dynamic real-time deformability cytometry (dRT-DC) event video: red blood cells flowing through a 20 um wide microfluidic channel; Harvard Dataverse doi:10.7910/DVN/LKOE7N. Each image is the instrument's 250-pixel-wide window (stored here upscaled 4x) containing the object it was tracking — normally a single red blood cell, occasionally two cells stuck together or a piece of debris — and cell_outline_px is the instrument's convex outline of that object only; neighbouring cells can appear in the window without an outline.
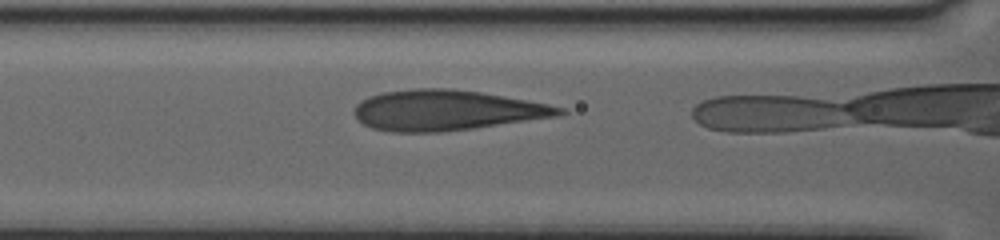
{"species": "human", "species_latin": "Homo sapiens", "temperature_condition": "warm", "stored_images_in_passage": 11, "camera_frame_rate_fps": 3000, "um_per_image_px": 0.085, "donor": {"sex": "female"}, "frame": {"image": 1, "passage_image": 4, "time_ms": 1.0, "image_size_px": [1000, 240], "cell_outline_px": [[568, 112], [556, 116], [472, 128], [440, 132], [388, 132], [372, 128], [364, 124], [356, 116], [356, 104], [372, 96], [384, 92], [412, 88], [452, 88], [480, 92], [524, 100], [564, 108]], "centroid_in_image_um": [37.91, 9.37], "position_along_channel_um": 128.7, "area_um2": 47.51}}
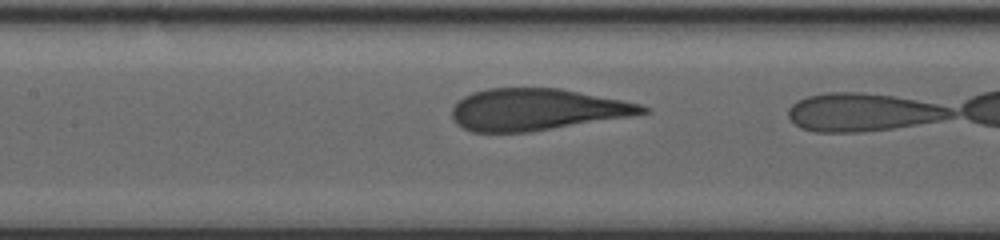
{"frame": {"image": 2, "passage_image": 7, "time_ms": 2.0, "image_size_px": [1000, 240], "cell_outline_px": [[648, 112], [628, 116], [532, 132], [472, 132], [456, 124], [452, 116], [452, 108], [464, 96], [472, 92], [488, 88], [560, 88], [640, 104], [648, 108]], "centroid_in_image_um": [45.56, 9.31], "position_along_channel_um": 161.8, "area_um2": 45.89}}
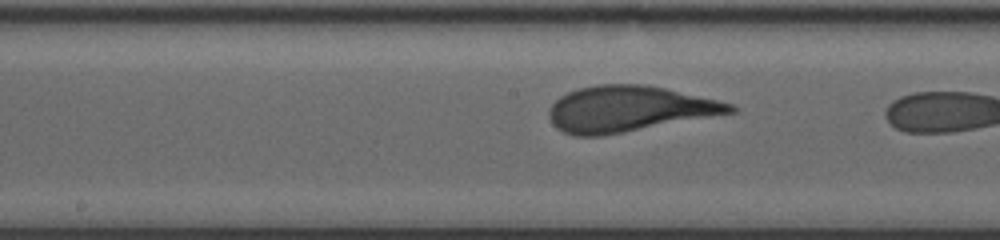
{"frame": {"image": 3, "passage_image": 10, "time_ms": 3.0, "image_size_px": [1000, 240], "cell_outline_px": [[736, 112], [624, 132], [600, 136], [572, 136], [556, 128], [552, 124], [548, 116], [548, 112], [552, 104], [560, 96], [568, 92], [580, 88], [596, 84], [644, 84], [664, 88], [716, 100], [732, 104], [736, 108]], "centroid_in_image_um": [53.4, 9.26], "position_along_channel_um": 194.8, "area_um2": 48.03}}